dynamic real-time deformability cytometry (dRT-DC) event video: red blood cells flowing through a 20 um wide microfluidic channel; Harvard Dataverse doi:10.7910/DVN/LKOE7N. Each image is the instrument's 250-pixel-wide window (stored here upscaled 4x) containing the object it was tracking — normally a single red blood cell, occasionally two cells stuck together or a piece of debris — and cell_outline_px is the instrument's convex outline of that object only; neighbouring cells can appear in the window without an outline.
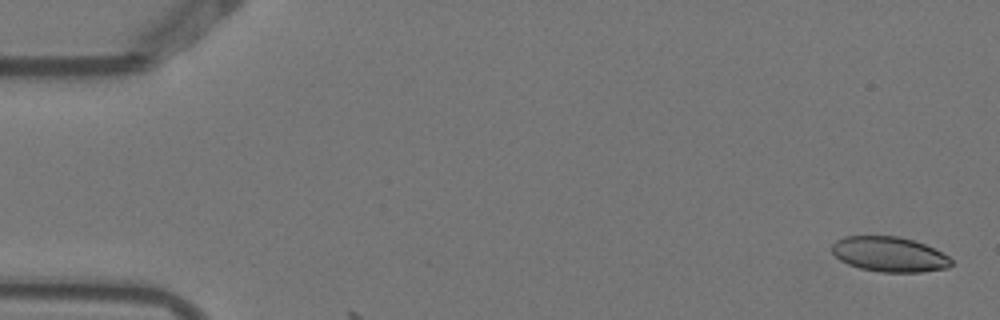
{"species": "Egyptian fruit bat (a non-hibernating species)", "species_latin": "Rousettus aegyptiacus", "temperature_condition": "warm", "stored_images_in_passage": 6, "camera_frame_rate_fps": 3000, "um_per_image_px": 0.085, "animal": {"sex": "female"}, "frame": {"image": 1, "passage_image": 1, "time_ms": 0.0, "image_size_px": [1000, 320], "cell_outline_px": [[952, 264], [948, 268], [920, 272], [880, 272], [860, 268], [848, 264], [840, 260], [832, 252], [832, 244], [836, 240], [844, 236], [896, 236], [912, 240], [924, 244], [948, 256], [952, 260]], "centroid_in_image_um": [75.57, 21.62], "position_along_channel_um": 9.4, "area_um2": 24.22}}